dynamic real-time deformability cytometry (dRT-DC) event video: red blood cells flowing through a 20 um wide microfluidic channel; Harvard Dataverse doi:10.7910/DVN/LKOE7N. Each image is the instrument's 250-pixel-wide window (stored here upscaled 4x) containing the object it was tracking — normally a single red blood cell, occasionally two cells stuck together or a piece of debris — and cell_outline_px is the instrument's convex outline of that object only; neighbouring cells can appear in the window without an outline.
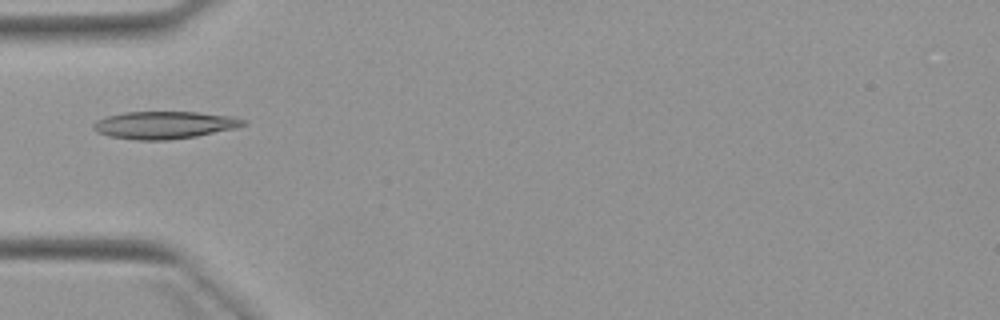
{"species": "Egyptian fruit bat (a non-hibernating species)", "species_latin": "Rousettus aegyptiacus", "temperature_condition": "warm", "stored_images_in_passage": 5, "camera_frame_rate_fps": 3000, "um_per_image_px": 0.085, "animal": {"sex": "female"}, "frame": {"image": 1, "passage_image": 4, "time_ms": 4.667, "image_size_px": [1000, 320], "cell_outline_px": [[248, 124], [236, 128], [196, 136], [168, 140], [136, 140], [108, 136], [96, 132], [92, 128], [92, 124], [96, 120], [108, 116], [124, 112], [196, 112], [236, 116], [248, 120]], "centroid_in_image_um": [14.01, 10.62], "position_along_channel_um": 71.0, "area_um2": 24.28}}
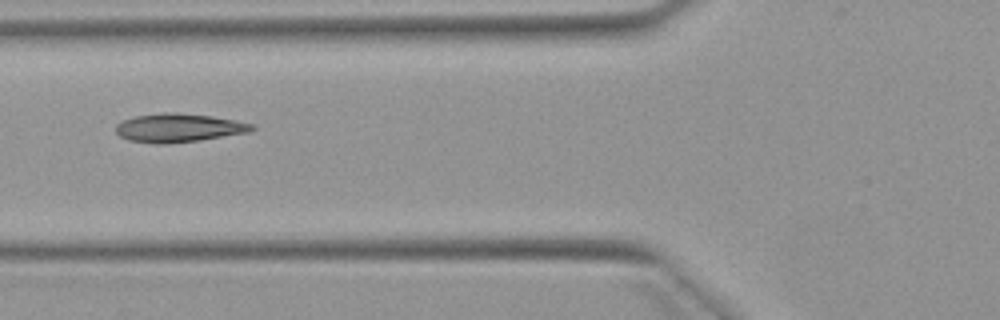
{"frame": {"image": 2, "passage_image": 5, "time_ms": 5.667, "image_size_px": [1000, 320], "cell_outline_px": [[256, 128], [248, 132], [196, 140], [164, 144], [156, 144], [128, 140], [120, 136], [116, 132], [116, 124], [124, 120], [136, 116], [164, 112], [176, 112], [212, 116], [236, 120], [252, 124]], "centroid_in_image_um": [15.16, 10.86], "position_along_channel_um": 110.6, "area_um2": 22.43}}